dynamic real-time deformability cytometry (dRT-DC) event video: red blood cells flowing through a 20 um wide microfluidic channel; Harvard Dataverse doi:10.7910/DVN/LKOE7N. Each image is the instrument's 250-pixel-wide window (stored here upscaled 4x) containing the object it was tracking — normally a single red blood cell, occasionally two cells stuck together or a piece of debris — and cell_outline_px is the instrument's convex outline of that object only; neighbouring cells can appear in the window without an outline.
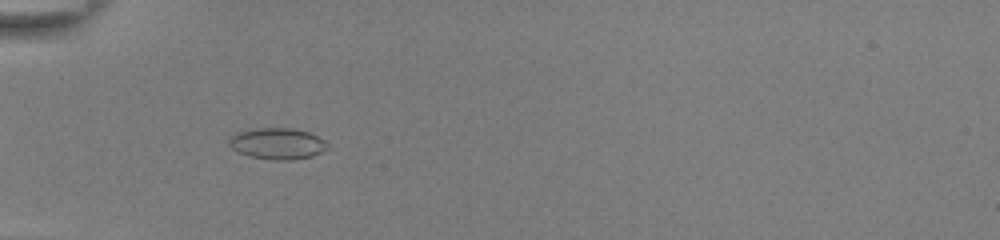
{"species": "common noctule bat (a hibernating species)", "species_latin": "Nyctalus noctula", "temperature_condition": "room temperature", "stored_images_in_passage": 54, "camera_frame_rate_fps": 3000, "um_per_image_px": 0.085, "animal": {"sex": "female", "body_mass_g": 22.0, "forearm_length_mm": 56.7}, "frame": {"image": 1, "passage_image": 19, "time_ms": 6.0, "image_size_px": [1000, 240], "cell_outline_px": [[328, 148], [312, 156], [292, 160], [276, 160], [248, 156], [236, 152], [228, 144], [228, 136], [236, 132], [256, 128], [296, 128], [308, 132], [324, 140]], "centroid_in_image_um": [23.51, 12.2], "position_along_channel_um": 61.5, "area_um2": 18.09}}
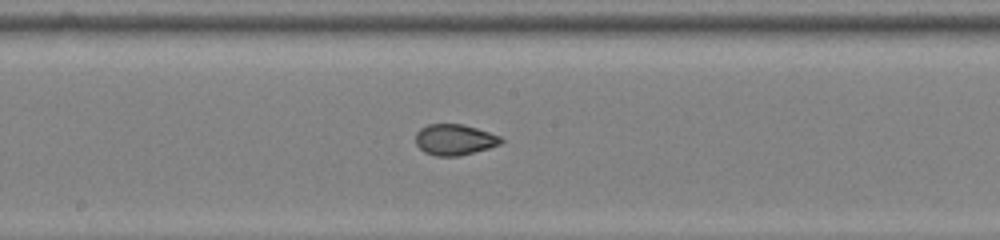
{"frame": {"image": 2, "passage_image": 31, "time_ms": 10.0, "image_size_px": [1000, 240], "cell_outline_px": [[504, 140], [500, 144], [488, 148], [456, 156], [436, 156], [424, 152], [416, 144], [416, 132], [420, 128], [428, 124], [464, 124], [500, 136]], "centroid_in_image_um": [38.61, 11.86], "position_along_channel_um": 209.6, "area_um2": 15.26}}
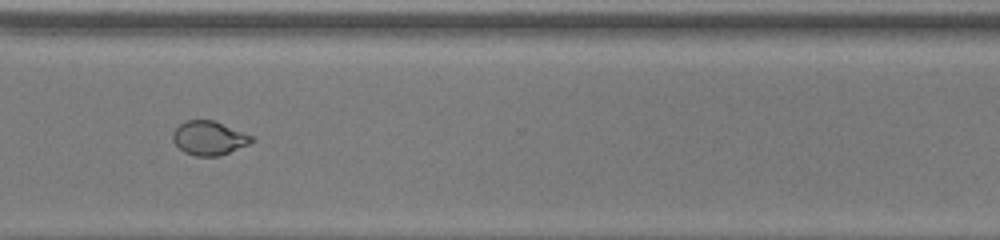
{"frame": {"image": 3, "passage_image": 42, "time_ms": 13.667, "image_size_px": [1000, 240], "cell_outline_px": [[252, 140], [248, 144], [220, 156], [196, 156], [184, 152], [172, 140], [172, 132], [180, 124], [188, 120], [212, 120], [252, 136]], "centroid_in_image_um": [17.72, 11.74], "position_along_channel_um": 352.9, "area_um2": 15.26}, "authors_computed_cell_mechanics": {"area_um2": 17.2822, "velocity_mm_per_s": 3.8988, "shape_relaxation_time_tau1_ms": 5.9654, "shape_relaxation_time_tau2_ms": null, "deformation_change_tau1": 0.1505, "deformation_change_tau2": null}}